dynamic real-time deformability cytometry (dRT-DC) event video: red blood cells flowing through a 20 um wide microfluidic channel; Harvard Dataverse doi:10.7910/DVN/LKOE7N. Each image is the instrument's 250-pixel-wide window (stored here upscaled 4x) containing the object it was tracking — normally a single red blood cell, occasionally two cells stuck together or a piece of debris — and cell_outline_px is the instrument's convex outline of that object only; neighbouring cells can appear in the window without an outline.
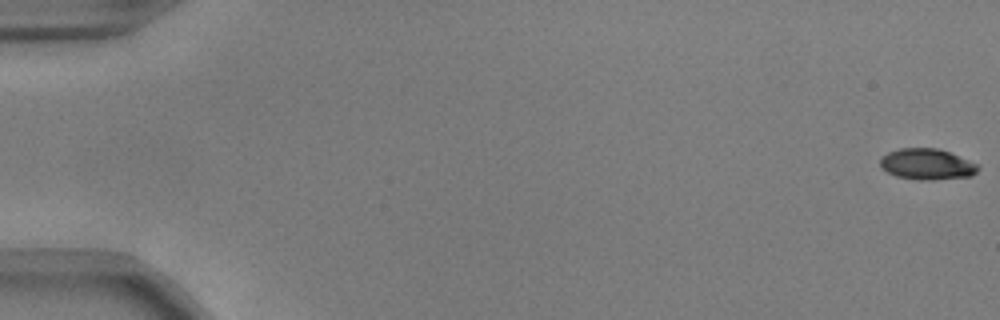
{"species": "common noctule bat (a hibernating species)", "species_latin": "Nyctalus noctula", "temperature_condition": "warm", "stored_images_in_passage": 23, "camera_frame_rate_fps": 3000, "um_per_image_px": 0.085, "animal": {"sex": "male", "body_mass_g": 17.9, "forearm_length_mm": 54.2}, "frame": {"image": 1, "passage_image": 1, "time_ms": 0.0, "image_size_px": [1000, 320], "cell_outline_px": [[980, 168], [972, 176], [932, 180], [916, 180], [896, 176], [888, 172], [880, 164], [880, 156], [888, 152], [900, 148], [940, 148], [980, 164]], "centroid_in_image_um": [78.83, 13.95], "position_along_channel_um": 6.2, "area_um2": 17.92}}
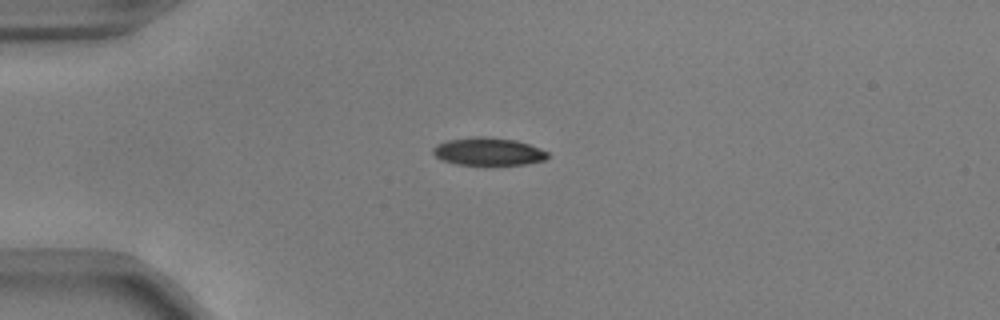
{"frame": {"image": 2, "passage_image": 15, "time_ms": 4.667, "image_size_px": [1000, 320], "cell_outline_px": [[548, 156], [544, 160], [524, 164], [456, 164], [444, 160], [436, 156], [432, 152], [432, 148], [436, 144], [448, 140], [472, 136], [484, 136], [516, 140], [540, 148], [548, 152]], "centroid_in_image_um": [41.49, 12.86], "position_along_channel_um": 43.5, "area_um2": 18.38}}
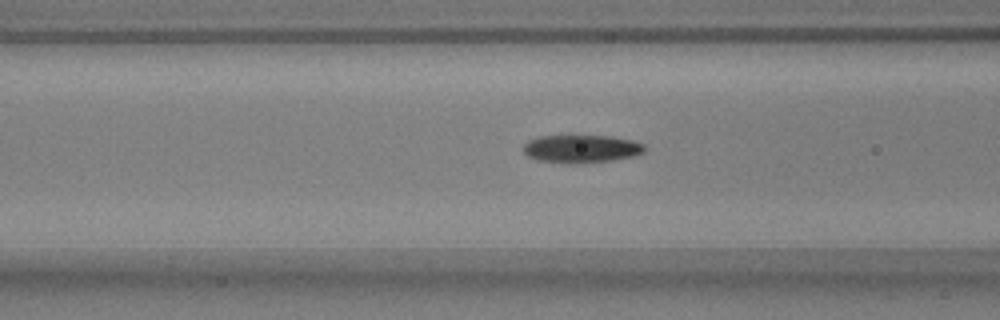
{"frame": {"image": 3, "passage_image": 23, "time_ms": 7.333, "image_size_px": [1000, 320], "cell_outline_px": [[644, 152], [636, 156], [612, 160], [580, 164], [568, 164], [536, 160], [528, 156], [524, 152], [524, 144], [528, 140], [540, 136], [612, 136], [632, 140], [644, 144]], "centroid_in_image_um": [49.42, 12.66], "position_along_channel_um": 117.2, "area_um2": 19.94}}